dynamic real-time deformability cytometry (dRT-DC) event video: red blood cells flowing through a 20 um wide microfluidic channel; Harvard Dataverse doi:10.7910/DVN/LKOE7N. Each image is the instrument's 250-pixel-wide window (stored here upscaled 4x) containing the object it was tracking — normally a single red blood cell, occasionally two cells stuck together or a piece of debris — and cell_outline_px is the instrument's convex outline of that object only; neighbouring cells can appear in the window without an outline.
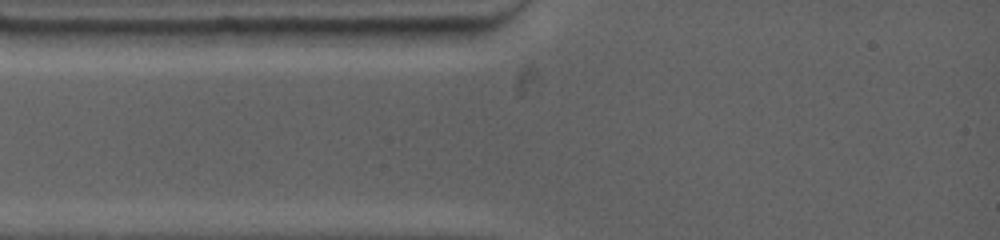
{"species": "common noctule bat (a hibernating species)", "species_latin": "Nyctalus noctula", "temperature_condition": "warm", "stored_images_in_passage": 1, "camera_frame_rate_fps": 4500, "um_per_image_px": 0.085, "animal": {"sex": "female", "body_mass_g": 19.0, "forearm_length_mm": 53.3}, "frame": {"image": 1, "passage_image": 1, "time_ms": 0.0, "image_size_px": [1000, 240], "cell_outline_px": [[244, 28], [236, 44], [208, 48], [112, 48], [92, 32], [220, 28]], "centroid_in_image_um": [14.6, 3.25], "position_along_channel_um": 70.4, "area_um2": 17.86}}